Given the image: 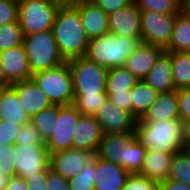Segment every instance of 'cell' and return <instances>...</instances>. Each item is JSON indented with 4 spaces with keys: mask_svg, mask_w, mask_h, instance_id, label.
I'll use <instances>...</instances> for the list:
<instances>
[{
    "mask_svg": "<svg viewBox=\"0 0 190 190\" xmlns=\"http://www.w3.org/2000/svg\"><path fill=\"white\" fill-rule=\"evenodd\" d=\"M10 86L15 90L21 104L30 118L52 105L47 95L33 82L32 79L17 82Z\"/></svg>",
    "mask_w": 190,
    "mask_h": 190,
    "instance_id": "19",
    "label": "cell"
},
{
    "mask_svg": "<svg viewBox=\"0 0 190 190\" xmlns=\"http://www.w3.org/2000/svg\"><path fill=\"white\" fill-rule=\"evenodd\" d=\"M8 86H10V85L6 81L4 71L2 69V65H1V61H0V87L6 88Z\"/></svg>",
    "mask_w": 190,
    "mask_h": 190,
    "instance_id": "51",
    "label": "cell"
},
{
    "mask_svg": "<svg viewBox=\"0 0 190 190\" xmlns=\"http://www.w3.org/2000/svg\"><path fill=\"white\" fill-rule=\"evenodd\" d=\"M168 180L190 186V153L187 150H180L172 156Z\"/></svg>",
    "mask_w": 190,
    "mask_h": 190,
    "instance_id": "29",
    "label": "cell"
},
{
    "mask_svg": "<svg viewBox=\"0 0 190 190\" xmlns=\"http://www.w3.org/2000/svg\"><path fill=\"white\" fill-rule=\"evenodd\" d=\"M83 22L85 34L89 40L109 33V17L91 0L74 4Z\"/></svg>",
    "mask_w": 190,
    "mask_h": 190,
    "instance_id": "16",
    "label": "cell"
},
{
    "mask_svg": "<svg viewBox=\"0 0 190 190\" xmlns=\"http://www.w3.org/2000/svg\"><path fill=\"white\" fill-rule=\"evenodd\" d=\"M103 132L94 116L80 115L73 136L72 148L96 154Z\"/></svg>",
    "mask_w": 190,
    "mask_h": 190,
    "instance_id": "17",
    "label": "cell"
},
{
    "mask_svg": "<svg viewBox=\"0 0 190 190\" xmlns=\"http://www.w3.org/2000/svg\"><path fill=\"white\" fill-rule=\"evenodd\" d=\"M176 14L141 11V42L163 48L168 47Z\"/></svg>",
    "mask_w": 190,
    "mask_h": 190,
    "instance_id": "8",
    "label": "cell"
},
{
    "mask_svg": "<svg viewBox=\"0 0 190 190\" xmlns=\"http://www.w3.org/2000/svg\"><path fill=\"white\" fill-rule=\"evenodd\" d=\"M181 12L190 17V0L181 1Z\"/></svg>",
    "mask_w": 190,
    "mask_h": 190,
    "instance_id": "49",
    "label": "cell"
},
{
    "mask_svg": "<svg viewBox=\"0 0 190 190\" xmlns=\"http://www.w3.org/2000/svg\"><path fill=\"white\" fill-rule=\"evenodd\" d=\"M190 46V17L183 12L176 14L174 29L168 47L165 51L185 52Z\"/></svg>",
    "mask_w": 190,
    "mask_h": 190,
    "instance_id": "27",
    "label": "cell"
},
{
    "mask_svg": "<svg viewBox=\"0 0 190 190\" xmlns=\"http://www.w3.org/2000/svg\"><path fill=\"white\" fill-rule=\"evenodd\" d=\"M166 52L172 62L175 90L190 88V57L185 52Z\"/></svg>",
    "mask_w": 190,
    "mask_h": 190,
    "instance_id": "28",
    "label": "cell"
},
{
    "mask_svg": "<svg viewBox=\"0 0 190 190\" xmlns=\"http://www.w3.org/2000/svg\"><path fill=\"white\" fill-rule=\"evenodd\" d=\"M47 190H70L69 182L49 167L47 168Z\"/></svg>",
    "mask_w": 190,
    "mask_h": 190,
    "instance_id": "42",
    "label": "cell"
},
{
    "mask_svg": "<svg viewBox=\"0 0 190 190\" xmlns=\"http://www.w3.org/2000/svg\"><path fill=\"white\" fill-rule=\"evenodd\" d=\"M134 137V132L103 134L95 155L124 168L125 147Z\"/></svg>",
    "mask_w": 190,
    "mask_h": 190,
    "instance_id": "18",
    "label": "cell"
},
{
    "mask_svg": "<svg viewBox=\"0 0 190 190\" xmlns=\"http://www.w3.org/2000/svg\"><path fill=\"white\" fill-rule=\"evenodd\" d=\"M179 120L177 90L158 93L155 102L138 122Z\"/></svg>",
    "mask_w": 190,
    "mask_h": 190,
    "instance_id": "20",
    "label": "cell"
},
{
    "mask_svg": "<svg viewBox=\"0 0 190 190\" xmlns=\"http://www.w3.org/2000/svg\"><path fill=\"white\" fill-rule=\"evenodd\" d=\"M73 79L74 95H107V69L85 56L68 61Z\"/></svg>",
    "mask_w": 190,
    "mask_h": 190,
    "instance_id": "7",
    "label": "cell"
},
{
    "mask_svg": "<svg viewBox=\"0 0 190 190\" xmlns=\"http://www.w3.org/2000/svg\"><path fill=\"white\" fill-rule=\"evenodd\" d=\"M33 82L47 95L52 105L74 102L73 79L68 61L32 75Z\"/></svg>",
    "mask_w": 190,
    "mask_h": 190,
    "instance_id": "5",
    "label": "cell"
},
{
    "mask_svg": "<svg viewBox=\"0 0 190 190\" xmlns=\"http://www.w3.org/2000/svg\"><path fill=\"white\" fill-rule=\"evenodd\" d=\"M132 115L139 119L155 102L158 92L143 80L138 81L131 89Z\"/></svg>",
    "mask_w": 190,
    "mask_h": 190,
    "instance_id": "25",
    "label": "cell"
},
{
    "mask_svg": "<svg viewBox=\"0 0 190 190\" xmlns=\"http://www.w3.org/2000/svg\"><path fill=\"white\" fill-rule=\"evenodd\" d=\"M0 119L19 125L30 122L29 115L11 86L4 89L0 98Z\"/></svg>",
    "mask_w": 190,
    "mask_h": 190,
    "instance_id": "24",
    "label": "cell"
},
{
    "mask_svg": "<svg viewBox=\"0 0 190 190\" xmlns=\"http://www.w3.org/2000/svg\"><path fill=\"white\" fill-rule=\"evenodd\" d=\"M23 36L19 22L0 25V52L21 45Z\"/></svg>",
    "mask_w": 190,
    "mask_h": 190,
    "instance_id": "33",
    "label": "cell"
},
{
    "mask_svg": "<svg viewBox=\"0 0 190 190\" xmlns=\"http://www.w3.org/2000/svg\"><path fill=\"white\" fill-rule=\"evenodd\" d=\"M28 190H47V169L43 173L26 178Z\"/></svg>",
    "mask_w": 190,
    "mask_h": 190,
    "instance_id": "45",
    "label": "cell"
},
{
    "mask_svg": "<svg viewBox=\"0 0 190 190\" xmlns=\"http://www.w3.org/2000/svg\"><path fill=\"white\" fill-rule=\"evenodd\" d=\"M4 87H0V98H1V95H2V93H3V91H4Z\"/></svg>",
    "mask_w": 190,
    "mask_h": 190,
    "instance_id": "54",
    "label": "cell"
},
{
    "mask_svg": "<svg viewBox=\"0 0 190 190\" xmlns=\"http://www.w3.org/2000/svg\"><path fill=\"white\" fill-rule=\"evenodd\" d=\"M159 190H190V186L167 179L159 183Z\"/></svg>",
    "mask_w": 190,
    "mask_h": 190,
    "instance_id": "47",
    "label": "cell"
},
{
    "mask_svg": "<svg viewBox=\"0 0 190 190\" xmlns=\"http://www.w3.org/2000/svg\"><path fill=\"white\" fill-rule=\"evenodd\" d=\"M10 177L0 171V190H5Z\"/></svg>",
    "mask_w": 190,
    "mask_h": 190,
    "instance_id": "50",
    "label": "cell"
},
{
    "mask_svg": "<svg viewBox=\"0 0 190 190\" xmlns=\"http://www.w3.org/2000/svg\"><path fill=\"white\" fill-rule=\"evenodd\" d=\"M172 156L173 154L157 153L153 150H147L139 174L158 184L164 182L168 179Z\"/></svg>",
    "mask_w": 190,
    "mask_h": 190,
    "instance_id": "23",
    "label": "cell"
},
{
    "mask_svg": "<svg viewBox=\"0 0 190 190\" xmlns=\"http://www.w3.org/2000/svg\"><path fill=\"white\" fill-rule=\"evenodd\" d=\"M52 31L59 51L66 61L85 55L89 39L85 34L79 9L75 5H61Z\"/></svg>",
    "mask_w": 190,
    "mask_h": 190,
    "instance_id": "1",
    "label": "cell"
},
{
    "mask_svg": "<svg viewBox=\"0 0 190 190\" xmlns=\"http://www.w3.org/2000/svg\"><path fill=\"white\" fill-rule=\"evenodd\" d=\"M22 45L32 75L67 62L59 51L52 30L24 35Z\"/></svg>",
    "mask_w": 190,
    "mask_h": 190,
    "instance_id": "4",
    "label": "cell"
},
{
    "mask_svg": "<svg viewBox=\"0 0 190 190\" xmlns=\"http://www.w3.org/2000/svg\"><path fill=\"white\" fill-rule=\"evenodd\" d=\"M59 115V105H51L30 118V122L40 132L46 142L54 133L55 120Z\"/></svg>",
    "mask_w": 190,
    "mask_h": 190,
    "instance_id": "30",
    "label": "cell"
},
{
    "mask_svg": "<svg viewBox=\"0 0 190 190\" xmlns=\"http://www.w3.org/2000/svg\"><path fill=\"white\" fill-rule=\"evenodd\" d=\"M95 156L94 152L73 148L57 151L50 154V168L66 180H70Z\"/></svg>",
    "mask_w": 190,
    "mask_h": 190,
    "instance_id": "12",
    "label": "cell"
},
{
    "mask_svg": "<svg viewBox=\"0 0 190 190\" xmlns=\"http://www.w3.org/2000/svg\"><path fill=\"white\" fill-rule=\"evenodd\" d=\"M81 113L73 104L59 105V115L55 120L54 133L45 142L49 153L72 149L73 136Z\"/></svg>",
    "mask_w": 190,
    "mask_h": 190,
    "instance_id": "10",
    "label": "cell"
},
{
    "mask_svg": "<svg viewBox=\"0 0 190 190\" xmlns=\"http://www.w3.org/2000/svg\"><path fill=\"white\" fill-rule=\"evenodd\" d=\"M147 149L144 148L134 137L125 147L124 169L129 174H139Z\"/></svg>",
    "mask_w": 190,
    "mask_h": 190,
    "instance_id": "31",
    "label": "cell"
},
{
    "mask_svg": "<svg viewBox=\"0 0 190 190\" xmlns=\"http://www.w3.org/2000/svg\"><path fill=\"white\" fill-rule=\"evenodd\" d=\"M18 2L15 0H0V25L18 21Z\"/></svg>",
    "mask_w": 190,
    "mask_h": 190,
    "instance_id": "39",
    "label": "cell"
},
{
    "mask_svg": "<svg viewBox=\"0 0 190 190\" xmlns=\"http://www.w3.org/2000/svg\"><path fill=\"white\" fill-rule=\"evenodd\" d=\"M183 128V149L188 150L190 148V120L181 121Z\"/></svg>",
    "mask_w": 190,
    "mask_h": 190,
    "instance_id": "48",
    "label": "cell"
},
{
    "mask_svg": "<svg viewBox=\"0 0 190 190\" xmlns=\"http://www.w3.org/2000/svg\"><path fill=\"white\" fill-rule=\"evenodd\" d=\"M107 96L108 99L115 105H117L119 108L132 114V101L130 91L115 94H107Z\"/></svg>",
    "mask_w": 190,
    "mask_h": 190,
    "instance_id": "44",
    "label": "cell"
},
{
    "mask_svg": "<svg viewBox=\"0 0 190 190\" xmlns=\"http://www.w3.org/2000/svg\"><path fill=\"white\" fill-rule=\"evenodd\" d=\"M107 95H74L73 105L82 115L95 116Z\"/></svg>",
    "mask_w": 190,
    "mask_h": 190,
    "instance_id": "35",
    "label": "cell"
},
{
    "mask_svg": "<svg viewBox=\"0 0 190 190\" xmlns=\"http://www.w3.org/2000/svg\"><path fill=\"white\" fill-rule=\"evenodd\" d=\"M109 33L133 39H141V10L132 2L108 15Z\"/></svg>",
    "mask_w": 190,
    "mask_h": 190,
    "instance_id": "13",
    "label": "cell"
},
{
    "mask_svg": "<svg viewBox=\"0 0 190 190\" xmlns=\"http://www.w3.org/2000/svg\"><path fill=\"white\" fill-rule=\"evenodd\" d=\"M138 82V79L124 66L107 70L106 94H115L131 89Z\"/></svg>",
    "mask_w": 190,
    "mask_h": 190,
    "instance_id": "26",
    "label": "cell"
},
{
    "mask_svg": "<svg viewBox=\"0 0 190 190\" xmlns=\"http://www.w3.org/2000/svg\"><path fill=\"white\" fill-rule=\"evenodd\" d=\"M108 15L134 2V0H91Z\"/></svg>",
    "mask_w": 190,
    "mask_h": 190,
    "instance_id": "43",
    "label": "cell"
},
{
    "mask_svg": "<svg viewBox=\"0 0 190 190\" xmlns=\"http://www.w3.org/2000/svg\"><path fill=\"white\" fill-rule=\"evenodd\" d=\"M179 120H190V88L177 90Z\"/></svg>",
    "mask_w": 190,
    "mask_h": 190,
    "instance_id": "41",
    "label": "cell"
},
{
    "mask_svg": "<svg viewBox=\"0 0 190 190\" xmlns=\"http://www.w3.org/2000/svg\"><path fill=\"white\" fill-rule=\"evenodd\" d=\"M141 39L117 36L112 33L89 40L85 57L105 69L123 66Z\"/></svg>",
    "mask_w": 190,
    "mask_h": 190,
    "instance_id": "3",
    "label": "cell"
},
{
    "mask_svg": "<svg viewBox=\"0 0 190 190\" xmlns=\"http://www.w3.org/2000/svg\"><path fill=\"white\" fill-rule=\"evenodd\" d=\"M13 144L0 146V171L9 177L16 175L13 159H14Z\"/></svg>",
    "mask_w": 190,
    "mask_h": 190,
    "instance_id": "40",
    "label": "cell"
},
{
    "mask_svg": "<svg viewBox=\"0 0 190 190\" xmlns=\"http://www.w3.org/2000/svg\"><path fill=\"white\" fill-rule=\"evenodd\" d=\"M185 53L190 57V46L187 48V50L185 51Z\"/></svg>",
    "mask_w": 190,
    "mask_h": 190,
    "instance_id": "53",
    "label": "cell"
},
{
    "mask_svg": "<svg viewBox=\"0 0 190 190\" xmlns=\"http://www.w3.org/2000/svg\"><path fill=\"white\" fill-rule=\"evenodd\" d=\"M13 152L16 175L25 179L50 167V153L46 145L15 144Z\"/></svg>",
    "mask_w": 190,
    "mask_h": 190,
    "instance_id": "9",
    "label": "cell"
},
{
    "mask_svg": "<svg viewBox=\"0 0 190 190\" xmlns=\"http://www.w3.org/2000/svg\"><path fill=\"white\" fill-rule=\"evenodd\" d=\"M135 138L147 150L175 154L183 150V128L180 120L136 121Z\"/></svg>",
    "mask_w": 190,
    "mask_h": 190,
    "instance_id": "2",
    "label": "cell"
},
{
    "mask_svg": "<svg viewBox=\"0 0 190 190\" xmlns=\"http://www.w3.org/2000/svg\"><path fill=\"white\" fill-rule=\"evenodd\" d=\"M5 190H28V184L25 178L15 175L10 177Z\"/></svg>",
    "mask_w": 190,
    "mask_h": 190,
    "instance_id": "46",
    "label": "cell"
},
{
    "mask_svg": "<svg viewBox=\"0 0 190 190\" xmlns=\"http://www.w3.org/2000/svg\"><path fill=\"white\" fill-rule=\"evenodd\" d=\"M165 50L161 47L140 42L135 51L125 60L124 67L141 81L152 69Z\"/></svg>",
    "mask_w": 190,
    "mask_h": 190,
    "instance_id": "15",
    "label": "cell"
},
{
    "mask_svg": "<svg viewBox=\"0 0 190 190\" xmlns=\"http://www.w3.org/2000/svg\"><path fill=\"white\" fill-rule=\"evenodd\" d=\"M30 143L32 145H45L40 132L31 122H28L22 125L20 133L17 136L16 144L27 145Z\"/></svg>",
    "mask_w": 190,
    "mask_h": 190,
    "instance_id": "36",
    "label": "cell"
},
{
    "mask_svg": "<svg viewBox=\"0 0 190 190\" xmlns=\"http://www.w3.org/2000/svg\"><path fill=\"white\" fill-rule=\"evenodd\" d=\"M57 0H21L18 2V21L23 35L52 30L61 7Z\"/></svg>",
    "mask_w": 190,
    "mask_h": 190,
    "instance_id": "6",
    "label": "cell"
},
{
    "mask_svg": "<svg viewBox=\"0 0 190 190\" xmlns=\"http://www.w3.org/2000/svg\"><path fill=\"white\" fill-rule=\"evenodd\" d=\"M141 11L162 14H178L181 11L180 0H134Z\"/></svg>",
    "mask_w": 190,
    "mask_h": 190,
    "instance_id": "34",
    "label": "cell"
},
{
    "mask_svg": "<svg viewBox=\"0 0 190 190\" xmlns=\"http://www.w3.org/2000/svg\"><path fill=\"white\" fill-rule=\"evenodd\" d=\"M103 134L134 132L137 119L115 105L108 98L99 107L95 116Z\"/></svg>",
    "mask_w": 190,
    "mask_h": 190,
    "instance_id": "11",
    "label": "cell"
},
{
    "mask_svg": "<svg viewBox=\"0 0 190 190\" xmlns=\"http://www.w3.org/2000/svg\"><path fill=\"white\" fill-rule=\"evenodd\" d=\"M22 125L0 119V146L15 145Z\"/></svg>",
    "mask_w": 190,
    "mask_h": 190,
    "instance_id": "38",
    "label": "cell"
},
{
    "mask_svg": "<svg viewBox=\"0 0 190 190\" xmlns=\"http://www.w3.org/2000/svg\"><path fill=\"white\" fill-rule=\"evenodd\" d=\"M122 190H159V184L140 174H130Z\"/></svg>",
    "mask_w": 190,
    "mask_h": 190,
    "instance_id": "37",
    "label": "cell"
},
{
    "mask_svg": "<svg viewBox=\"0 0 190 190\" xmlns=\"http://www.w3.org/2000/svg\"><path fill=\"white\" fill-rule=\"evenodd\" d=\"M58 2H60L61 4H76L79 2H84V1H89V0H57Z\"/></svg>",
    "mask_w": 190,
    "mask_h": 190,
    "instance_id": "52",
    "label": "cell"
},
{
    "mask_svg": "<svg viewBox=\"0 0 190 190\" xmlns=\"http://www.w3.org/2000/svg\"><path fill=\"white\" fill-rule=\"evenodd\" d=\"M152 89L158 93L175 90L173 81V67L170 54L164 51L149 73L143 79Z\"/></svg>",
    "mask_w": 190,
    "mask_h": 190,
    "instance_id": "22",
    "label": "cell"
},
{
    "mask_svg": "<svg viewBox=\"0 0 190 190\" xmlns=\"http://www.w3.org/2000/svg\"><path fill=\"white\" fill-rule=\"evenodd\" d=\"M96 156L85 164L83 170L68 180L70 190H94L96 179Z\"/></svg>",
    "mask_w": 190,
    "mask_h": 190,
    "instance_id": "32",
    "label": "cell"
},
{
    "mask_svg": "<svg viewBox=\"0 0 190 190\" xmlns=\"http://www.w3.org/2000/svg\"><path fill=\"white\" fill-rule=\"evenodd\" d=\"M94 190H122L130 175L123 167L96 157Z\"/></svg>",
    "mask_w": 190,
    "mask_h": 190,
    "instance_id": "21",
    "label": "cell"
},
{
    "mask_svg": "<svg viewBox=\"0 0 190 190\" xmlns=\"http://www.w3.org/2000/svg\"><path fill=\"white\" fill-rule=\"evenodd\" d=\"M0 61L9 85L32 78L26 51L22 44L0 52Z\"/></svg>",
    "mask_w": 190,
    "mask_h": 190,
    "instance_id": "14",
    "label": "cell"
}]
</instances>
